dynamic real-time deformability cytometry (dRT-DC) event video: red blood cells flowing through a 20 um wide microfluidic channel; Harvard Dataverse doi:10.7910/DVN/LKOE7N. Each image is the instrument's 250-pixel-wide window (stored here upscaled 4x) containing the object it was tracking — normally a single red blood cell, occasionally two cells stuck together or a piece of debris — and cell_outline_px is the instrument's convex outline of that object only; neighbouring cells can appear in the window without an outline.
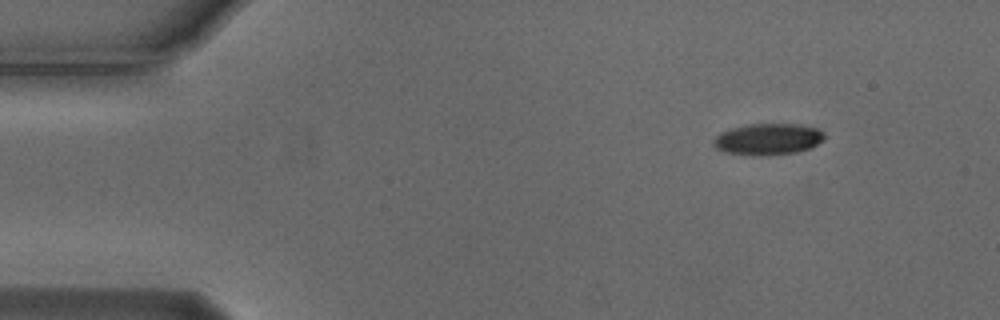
{"species": "Egyptian fruit bat (a non-hibernating species)", "species_latin": "Rousettus aegyptiacus", "temperature_condition": "cold", "stored_images_in_passage": 49, "camera_frame_rate_fps": 3000, "um_per_image_px": 0.085, "animal": {"sex": "male"}, "frame": {"image": 1, "passage_image": 1, "time_ms": 0.0, "image_size_px": [1000, 320], "cell_outline_px": [[824, 140], [808, 148], [796, 152], [768, 156], [752, 156], [724, 152], [716, 148], [712, 144], [712, 140], [720, 132], [732, 128], [748, 124], [796, 124], [816, 128], [824, 132]], "centroid_in_image_um": [65.23, 11.84], "position_along_channel_um": 19.8, "area_um2": 20.46}}
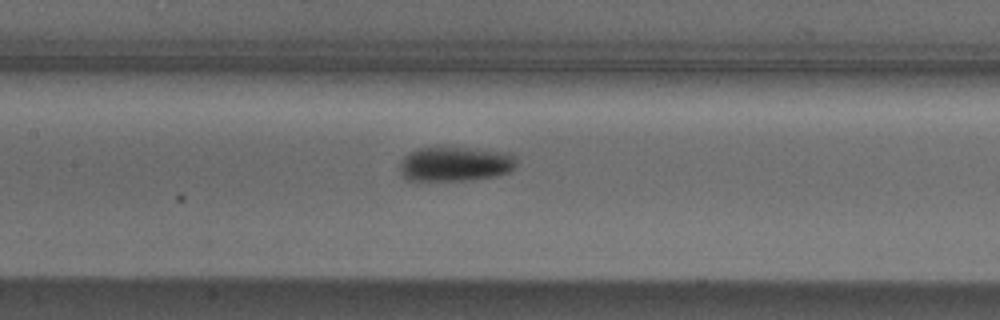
{"frame": {"image": 2, "passage_image": 20, "time_ms": 6.333, "image_size_px": [1000, 320], "cell_outline_px": [[516, 164], [508, 172], [492, 176], [468, 180], [408, 180], [400, 172], [400, 160], [408, 152], [420, 148], [440, 144], [508, 152], [516, 160]], "centroid_in_image_um": [38.63, 13.88], "position_along_channel_um": 168.8, "area_um2": 24.04}}
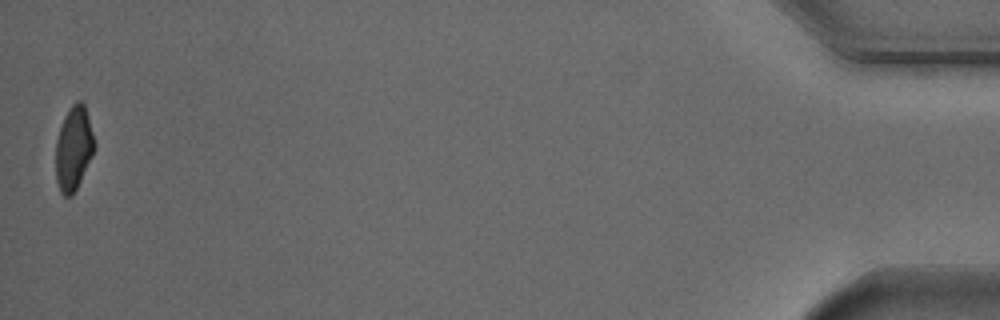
{"frame": {"image": 3, "passage_image": 49, "time_ms": 16.0, "image_size_px": [1000, 320], "cell_outline_px": [[96, 148], [72, 196], [64, 196], [60, 192], [56, 180], [56, 140], [64, 116], [68, 108], [76, 100], [80, 100], [84, 104], [96, 144]], "centroid_in_image_um": [6.26, 12.59], "position_along_channel_um": 428.9, "area_um2": 18.9}, "authors_computed_cell_mechanics": {"area_um2": 21.3282, "velocity_mm_per_s": 3.7213, "shape_relaxation_time_tau1_ms": 3.2446, "shape_relaxation_time_tau2_ms": null, "deformation_change_tau1": 0.1349, "deformation_change_tau2": null}}